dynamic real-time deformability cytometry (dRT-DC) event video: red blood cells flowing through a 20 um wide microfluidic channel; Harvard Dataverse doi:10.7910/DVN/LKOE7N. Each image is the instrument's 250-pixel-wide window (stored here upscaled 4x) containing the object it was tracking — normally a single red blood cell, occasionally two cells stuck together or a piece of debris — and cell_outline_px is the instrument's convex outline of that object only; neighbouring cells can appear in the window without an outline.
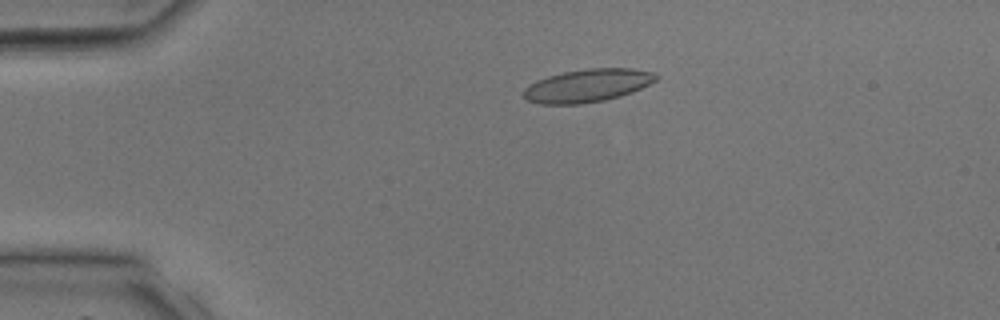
{"species": "common noctule bat (a hibernating species)", "species_latin": "Nyctalus noctula", "temperature_condition": "room temperature", "stored_images_in_passage": 39, "camera_frame_rate_fps": 3000, "um_per_image_px": 0.085, "animal": {"sex": "male", "body_mass_g": 17.9, "forearm_length_mm": 54.2}, "frame": {"image": 1, "passage_image": 9, "time_ms": 2.667, "image_size_px": [1000, 320], "cell_outline_px": [[660, 76], [656, 80], [632, 92], [620, 96], [604, 100], [580, 104], [540, 104], [528, 100], [524, 96], [524, 88], [528, 84], [536, 80], [548, 76], [564, 72], [588, 68], [632, 68], [652, 72]], "centroid_in_image_um": [49.92, 7.27], "position_along_channel_um": 35.1, "area_um2": 25.37}}
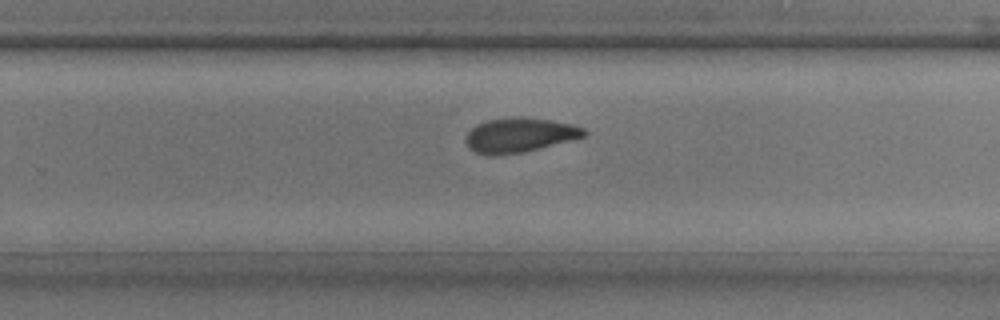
{"frame": {"image": 2, "passage_image": 26, "time_ms": 8.333, "image_size_px": [1000, 320], "cell_outline_px": [[588, 132], [584, 136], [524, 152], [496, 156], [488, 156], [476, 152], [468, 148], [464, 140], [468, 132], [476, 124], [488, 120], [516, 116], [520, 116], [548, 120], [572, 124], [584, 128]], "centroid_in_image_um": [44.1, 11.49], "position_along_channel_um": 285.7, "area_um2": 23.81}}
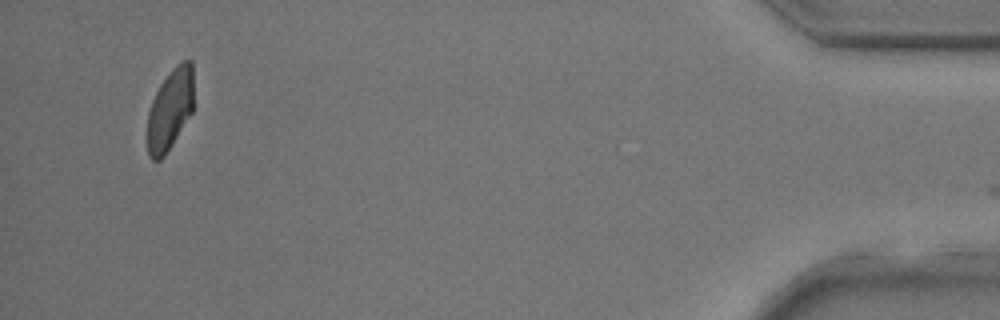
{"frame": {"image": 3, "passage_image": 38, "time_ms": 12.333, "image_size_px": [1000, 320], "cell_outline_px": [[192, 112], [172, 144], [164, 156], [160, 160], [152, 160], [148, 156], [148, 112], [152, 100], [160, 84], [172, 68], [176, 64], [184, 60], [192, 60]], "centroid_in_image_um": [14.44, 9.3], "position_along_channel_um": 420.8, "area_um2": 21.62}}